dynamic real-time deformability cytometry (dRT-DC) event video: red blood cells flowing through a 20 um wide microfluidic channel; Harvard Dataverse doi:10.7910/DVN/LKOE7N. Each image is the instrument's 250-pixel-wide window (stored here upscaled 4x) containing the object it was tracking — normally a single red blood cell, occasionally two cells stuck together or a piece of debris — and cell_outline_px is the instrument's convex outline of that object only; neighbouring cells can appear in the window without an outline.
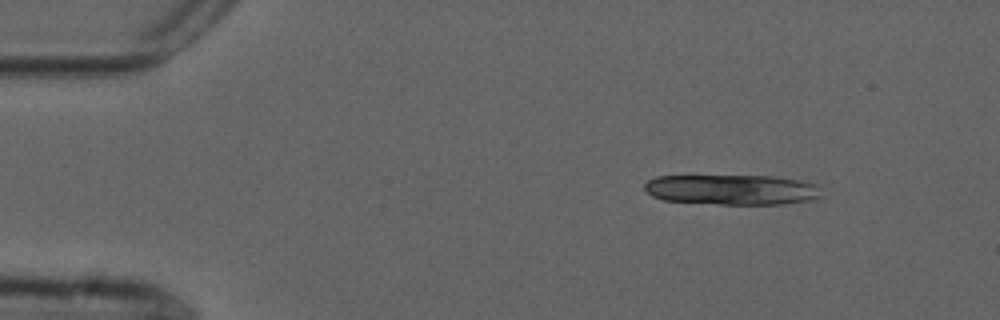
{"species": "common noctule bat (a hibernating species)", "species_latin": "Nyctalus noctula", "temperature_condition": "cold", "stored_images_in_passage": 49, "camera_frame_rate_fps": 3000, "um_per_image_px": 0.085, "animal": {"sex": "male", "forearm_length_mm": 52.5}, "frame": {"image": 1, "passage_image": 7, "time_ms": 2.0, "image_size_px": [1000, 320], "cell_outline_px": [[820, 196], [812, 200], [784, 204], [720, 204], [664, 200], [652, 196], [644, 188], [644, 184], [648, 180], [656, 176], [776, 176], [800, 180], [820, 184]], "centroid_in_image_um": [62.26, 16.11], "position_along_channel_um": 22.7, "area_um2": 31.33}}
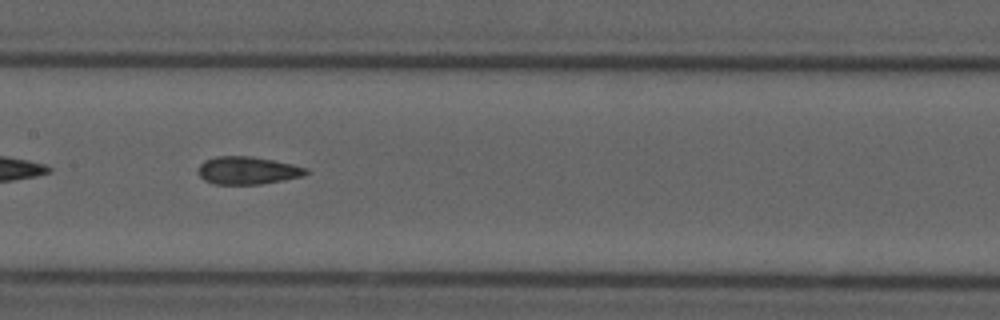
{"frame": {"image": 2, "passage_image": 27, "time_ms": 8.667, "image_size_px": [1000, 320], "cell_outline_px": [[312, 172], [304, 176], [284, 180], [260, 184], [216, 184], [204, 180], [200, 176], [200, 164], [204, 160], [216, 156], [252, 156], [292, 164], [308, 168]], "centroid_in_image_um": [21.1, 14.49], "position_along_channel_um": 186.3, "area_um2": 17.46}}
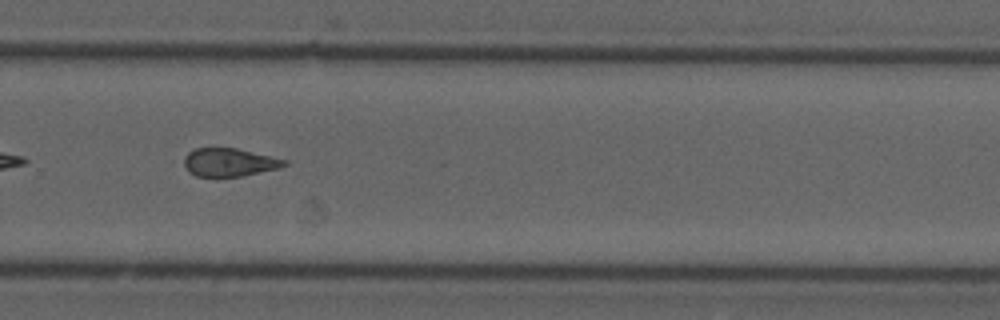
{"frame": {"image": 3, "passage_image": 37, "time_ms": 12.0, "image_size_px": [1000, 320], "cell_outline_px": [[288, 164], [280, 168], [240, 176], [196, 176], [188, 172], [184, 164], [184, 156], [188, 152], [196, 148], [236, 148], [288, 160]], "centroid_in_image_um": [19.49, 13.79], "position_along_channel_um": 310.3, "area_um2": 16.42}, "authors_computed_cell_mechanics": {"area_um2": 18.6694, "velocity_mm_per_s": 3.7402, "shape_relaxation_time_tau1_ms": null, "shape_relaxation_time_tau2_ms": 2.6868, "deformation_change_tau1": null, "deformation_change_tau2": 0.1071}}